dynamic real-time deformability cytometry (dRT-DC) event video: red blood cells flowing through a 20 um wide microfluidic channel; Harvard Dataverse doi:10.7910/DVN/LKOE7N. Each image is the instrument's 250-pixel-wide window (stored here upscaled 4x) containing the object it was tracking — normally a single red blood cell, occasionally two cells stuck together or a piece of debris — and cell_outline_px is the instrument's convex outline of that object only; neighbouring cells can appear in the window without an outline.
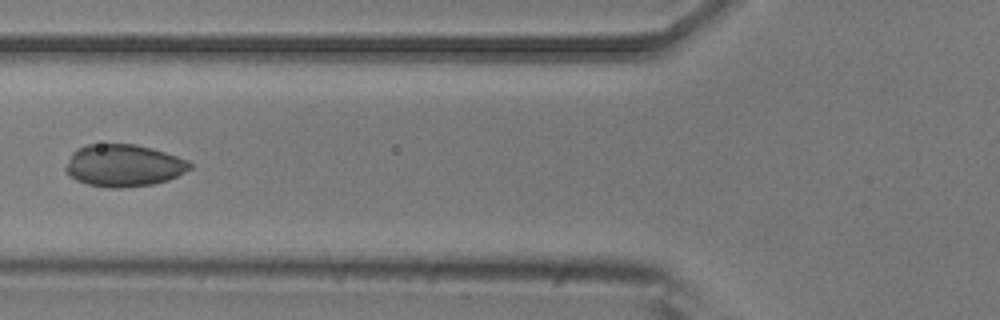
{"species": "common noctule bat (a hibernating species)", "species_latin": "Nyctalus noctula", "temperature_condition": "room temperature", "stored_images_in_passage": 7, "camera_frame_rate_fps": 3000, "um_per_image_px": 0.085, "animal": {"sex": "male", "body_mass_g": 20.5, "forearm_length_mm": 52.5}, "frame": {"image": 1, "passage_image": 6, "time_ms": 1.667, "image_size_px": [1000, 320], "cell_outline_px": [[192, 168], [168, 180], [152, 184], [124, 188], [108, 188], [88, 184], [76, 180], [68, 176], [64, 172], [64, 164], [72, 152], [76, 148], [88, 144], [136, 144], [152, 148], [188, 160], [192, 164]], "centroid_in_image_um": [10.45, 14.07], "position_along_channel_um": 115.3, "area_um2": 30.87}}
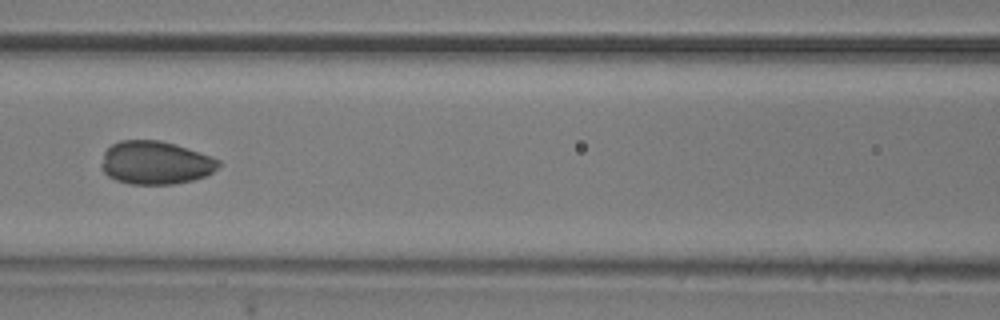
{"frame": {"image": 2, "passage_image": 7, "time_ms": 2.0, "image_size_px": [1000, 320], "cell_outline_px": [[220, 164], [208, 176], [192, 180], [172, 184], [132, 184], [116, 180], [108, 176], [100, 168], [100, 164], [104, 152], [112, 144], [120, 140], [160, 140], [176, 144], [212, 156], [220, 160]], "centroid_in_image_um": [13.21, 13.82], "position_along_channel_um": 153.4, "area_um2": 29.71}}